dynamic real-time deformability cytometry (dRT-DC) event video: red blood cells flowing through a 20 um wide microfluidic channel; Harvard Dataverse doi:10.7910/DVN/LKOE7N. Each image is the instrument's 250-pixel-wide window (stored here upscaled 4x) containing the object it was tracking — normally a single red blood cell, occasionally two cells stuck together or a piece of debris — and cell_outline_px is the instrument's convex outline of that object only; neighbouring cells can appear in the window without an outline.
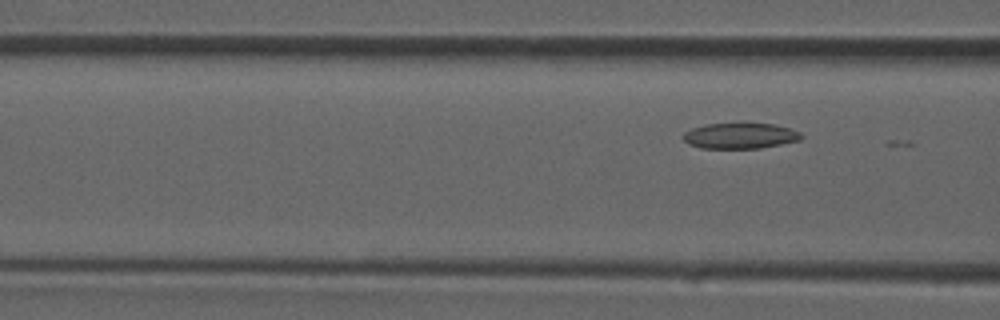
{"species": "common noctule bat (a hibernating species)", "species_latin": "Nyctalus noctula", "temperature_condition": "room temperature", "stored_images_in_passage": 3, "camera_frame_rate_fps": 3000, "um_per_image_px": 0.085, "animal": {"sex": "male", "forearm_length_mm": 52.5}, "frame": {"image": 1, "passage_image": 3, "time_ms": 2.333, "image_size_px": [1000, 320], "cell_outline_px": [[804, 136], [800, 140], [760, 148], [700, 148], [688, 144], [680, 136], [684, 132], [692, 128], [704, 124], [772, 124], [788, 128], [800, 132]], "centroid_in_image_um": [62.86, 11.55], "position_along_channel_um": 103.7, "area_um2": 17.57}}